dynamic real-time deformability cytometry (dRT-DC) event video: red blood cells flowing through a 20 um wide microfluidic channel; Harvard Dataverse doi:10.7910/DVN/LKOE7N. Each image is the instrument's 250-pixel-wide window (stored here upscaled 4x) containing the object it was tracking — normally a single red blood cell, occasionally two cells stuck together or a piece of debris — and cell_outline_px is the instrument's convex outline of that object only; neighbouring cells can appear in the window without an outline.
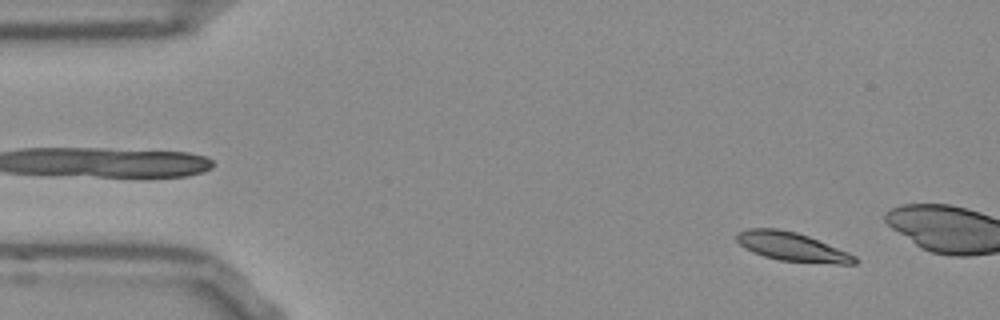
{"species": "Egyptian fruit bat (a non-hibernating species)", "species_latin": "Rousettus aegyptiacus", "temperature_condition": "room temperature", "stored_images_in_passage": 12, "camera_frame_rate_fps": 3000, "um_per_image_px": 0.085, "frame": {"image": 1, "passage_image": 4, "time_ms": 1.0, "image_size_px": [1000, 320], "cell_outline_px": [[860, 260], [856, 264], [836, 264], [780, 260], [764, 256], [752, 252], [740, 244], [736, 240], [736, 232], [748, 228], [776, 228], [796, 232], [808, 236], [848, 252], [856, 256]], "centroid_in_image_um": [67.33, 20.97], "position_along_channel_um": 17.7, "area_um2": 19.83}}